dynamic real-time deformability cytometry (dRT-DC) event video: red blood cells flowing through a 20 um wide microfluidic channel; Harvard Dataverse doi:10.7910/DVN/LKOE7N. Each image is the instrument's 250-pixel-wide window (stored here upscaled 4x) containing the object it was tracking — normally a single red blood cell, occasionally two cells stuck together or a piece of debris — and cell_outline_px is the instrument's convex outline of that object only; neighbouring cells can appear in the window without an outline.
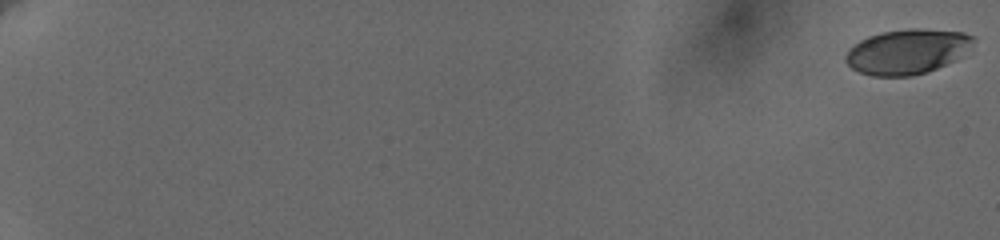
{"species": "human", "species_latin": "Homo sapiens", "temperature_condition": "cold", "stored_images_in_passage": 26, "camera_frame_rate_fps": 3000, "um_per_image_px": 0.085, "donor": {"sex": "female"}, "frame": {"image": 1, "passage_image": 1, "time_ms": 0.0, "image_size_px": [1000, 240], "cell_outline_px": [[976, 40], [964, 56], [956, 60], [928, 72], [912, 76], [872, 76], [860, 72], [852, 68], [844, 60], [844, 56], [860, 40], [868, 36], [880, 32], [908, 28], [920, 28], [964, 32], [976, 36]], "centroid_in_image_um": [77.18, 4.38], "position_along_channel_um": 7.8, "area_um2": 33.87}}
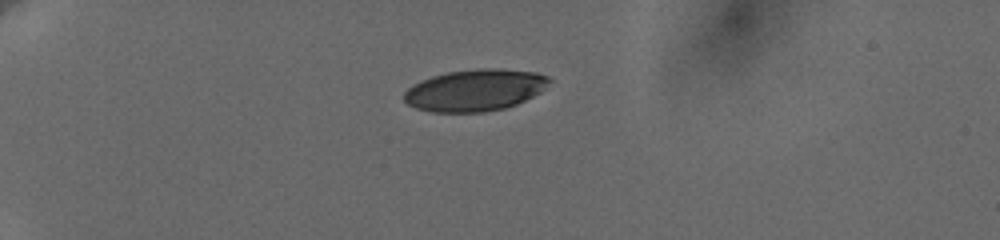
{"frame": {"image": 2, "passage_image": 19, "time_ms": 6.0, "image_size_px": [1000, 240], "cell_outline_px": [[552, 80], [540, 92], [516, 104], [504, 108], [484, 112], [432, 112], [416, 108], [408, 104], [404, 100], [404, 92], [412, 84], [432, 76], [448, 72], [480, 68], [496, 68], [536, 72], [548, 76]], "centroid_in_image_um": [40.37, 7.66], "position_along_channel_um": 44.6, "area_um2": 35.26}}
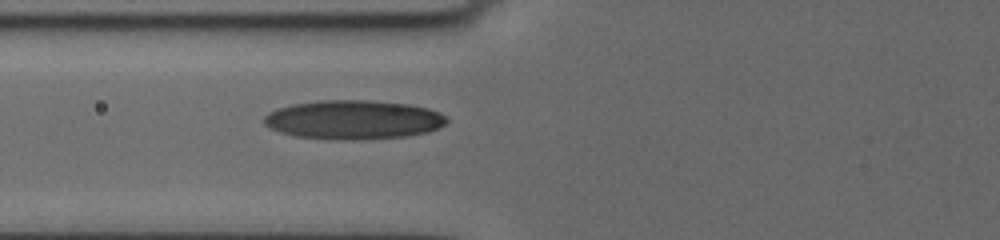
{"frame": {"image": 3, "passage_image": 26, "time_ms": 9.0, "image_size_px": [1000, 240], "cell_outline_px": [[448, 124], [428, 132], [404, 136], [352, 140], [296, 136], [280, 132], [264, 124], [264, 116], [268, 112], [292, 104], [320, 100], [364, 100], [408, 104], [428, 108], [440, 112], [448, 116]], "centroid_in_image_um": [30.09, 10.17], "position_along_channel_um": 95.7, "area_um2": 41.38}}